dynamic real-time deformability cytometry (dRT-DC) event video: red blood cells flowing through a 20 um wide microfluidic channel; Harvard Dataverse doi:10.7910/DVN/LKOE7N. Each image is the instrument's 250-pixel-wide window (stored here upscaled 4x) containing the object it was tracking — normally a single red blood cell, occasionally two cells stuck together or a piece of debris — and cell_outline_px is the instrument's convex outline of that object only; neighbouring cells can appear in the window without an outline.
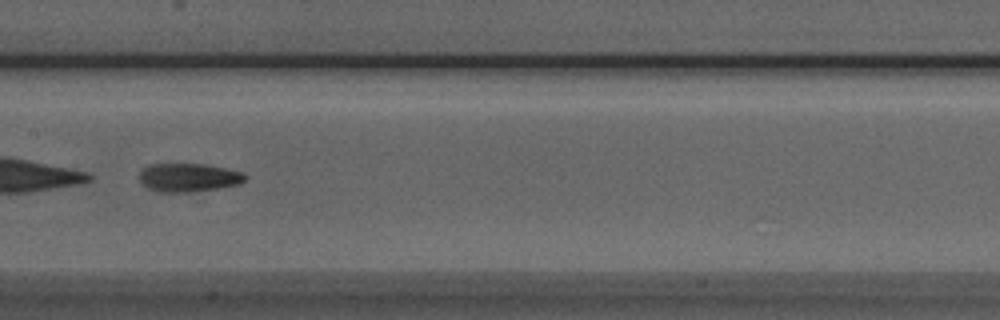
{"species": "Egyptian fruit bat (a non-hibernating species)", "species_latin": "Rousettus aegyptiacus", "temperature_condition": "room temperature", "stored_images_in_passage": 50, "segment_of_instrument_passage": [2, 2], "camera_frame_rate_fps": 3000, "um_per_image_px": 0.085, "animal": {"sex": "male"}, "frame": {"image": 1, "passage_image": 25, "time_ms": 8.0, "image_size_px": [1000, 320], "cell_outline_px": [[248, 176], [240, 184], [216, 188], [188, 192], [156, 192], [140, 184], [140, 172], [148, 164], [204, 164], [244, 172]], "centroid_in_image_um": [16.01, 15.09], "position_along_channel_um": 191.4, "area_um2": 17.57}}
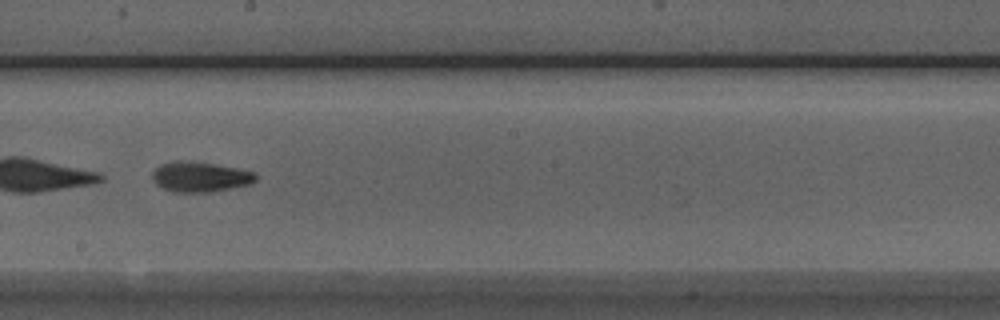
{"frame": {"image": 2, "passage_image": 28, "time_ms": 9.0, "image_size_px": [1000, 320], "cell_outline_px": [[256, 180], [252, 184], [212, 192], [172, 192], [160, 188], [152, 180], [152, 172], [160, 164], [172, 160], [180, 160], [216, 164], [256, 172]], "centroid_in_image_um": [16.98, 15.03], "position_along_channel_um": 231.2, "area_um2": 18.5}}